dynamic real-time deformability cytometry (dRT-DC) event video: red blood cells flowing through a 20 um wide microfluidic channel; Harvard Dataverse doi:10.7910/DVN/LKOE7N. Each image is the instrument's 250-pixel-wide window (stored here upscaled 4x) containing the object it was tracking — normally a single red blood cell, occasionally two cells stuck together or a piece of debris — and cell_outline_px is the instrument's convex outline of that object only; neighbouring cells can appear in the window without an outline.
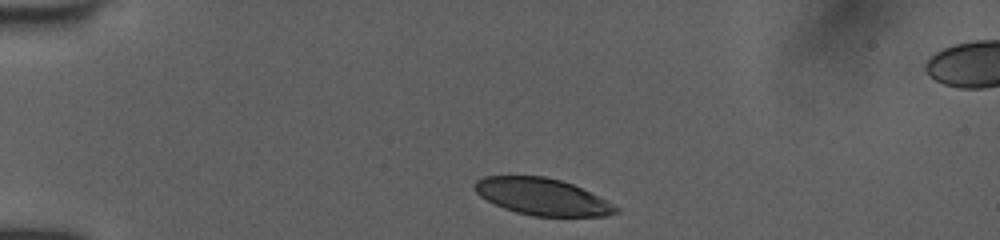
{"species": "human", "species_latin": "Homo sapiens", "temperature_condition": "room temperature", "stored_images_in_passage": 6, "camera_frame_rate_fps": 3000, "um_per_image_px": 0.085, "donor": {"sex": "female"}, "frame": {"image": 1, "passage_image": 1, "time_ms": 0.0, "image_size_px": [1000, 240], "cell_outline_px": [[620, 212], [604, 216], [532, 216], [516, 212], [504, 208], [480, 196], [472, 188], [472, 184], [476, 180], [484, 176], [544, 176], [560, 180], [572, 184], [620, 208]], "centroid_in_image_um": [46.04, 16.72], "position_along_channel_um": 39.0, "area_um2": 30.0}}
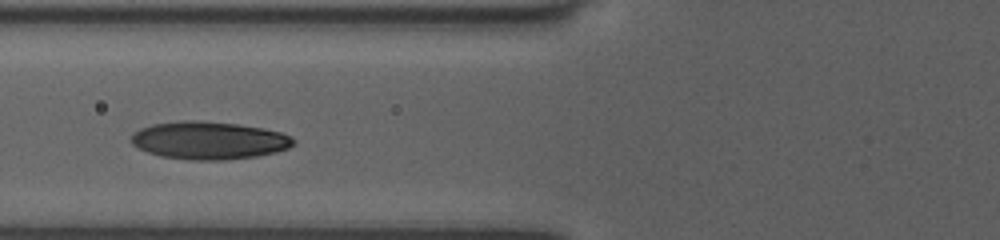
{"frame": {"image": 2, "passage_image": 5, "time_ms": 1.333, "image_size_px": [1000, 240], "cell_outline_px": [[296, 144], [288, 148], [276, 152], [256, 156], [224, 160], [188, 160], [160, 156], [148, 152], [132, 144], [128, 140], [132, 132], [140, 128], [152, 124], [180, 120], [196, 120], [236, 124], [264, 128], [280, 132], [296, 140]], "centroid_in_image_um": [17.72, 11.93], "position_along_channel_um": 108.1, "area_um2": 35.95}}